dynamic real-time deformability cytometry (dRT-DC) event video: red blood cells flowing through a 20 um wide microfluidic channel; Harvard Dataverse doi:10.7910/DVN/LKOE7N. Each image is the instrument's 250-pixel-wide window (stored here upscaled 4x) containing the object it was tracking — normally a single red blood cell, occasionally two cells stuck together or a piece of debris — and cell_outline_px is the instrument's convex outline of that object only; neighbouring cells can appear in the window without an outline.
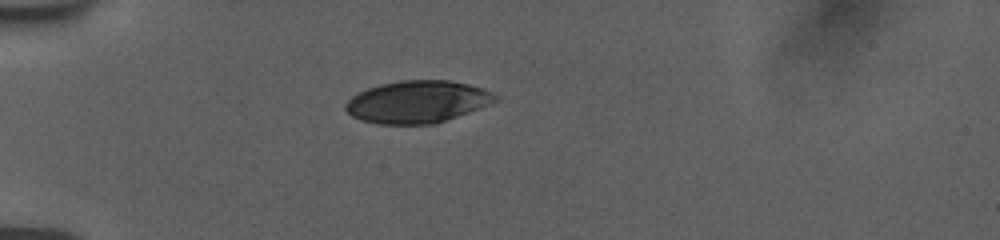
{"species": "human", "species_latin": "Homo sapiens", "temperature_condition": "room temperature", "stored_images_in_passage": 40, "camera_frame_rate_fps": 3000, "um_per_image_px": 0.085, "donor": {"sex": "female"}, "frame": {"image": 1, "passage_image": 1, "time_ms": 0.0, "image_size_px": [1000, 240], "cell_outline_px": [[500, 96], [496, 100], [468, 112], [432, 124], [380, 124], [364, 120], [352, 116], [344, 108], [344, 104], [352, 96], [368, 88], [380, 84], [400, 80], [448, 80], [468, 84], [484, 88]], "centroid_in_image_um": [35.46, 8.64], "position_along_channel_um": 49.5, "area_um2": 36.47}}
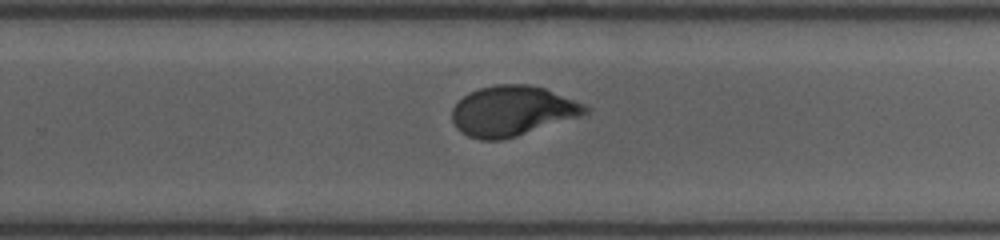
{"frame": {"image": 2, "passage_image": 22, "time_ms": 7.0, "image_size_px": [1000, 240], "cell_outline_px": [[592, 108], [588, 112], [580, 116], [516, 136], [500, 140], [480, 140], [468, 136], [460, 132], [456, 128], [452, 120], [452, 108], [468, 92], [480, 88], [496, 84], [528, 84], [544, 88], [584, 104]], "centroid_in_image_um": [43.52, 9.43], "position_along_channel_um": 286.3, "area_um2": 38.73}}
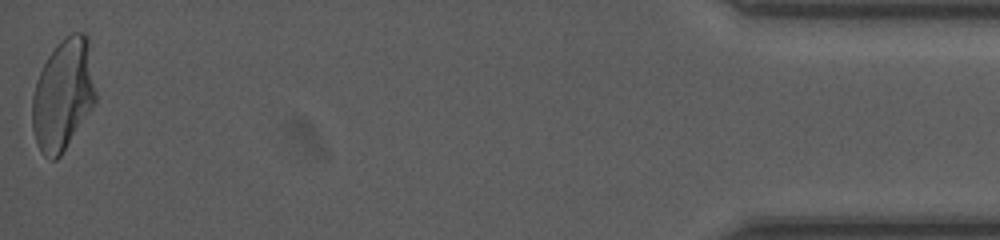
{"frame": {"image": 3, "passage_image": 40, "time_ms": 13.0, "image_size_px": [1000, 240], "cell_outline_px": [[96, 104], [60, 156], [56, 160], [52, 160], [44, 156], [40, 152], [36, 144], [32, 128], [32, 96], [36, 80], [48, 56], [56, 44], [60, 40], [72, 32], [84, 32], [88, 36], [96, 92]], "centroid_in_image_um": [5.37, 8.06], "position_along_channel_um": 429.8, "area_um2": 41.67}, "authors_computed_cell_mechanics": {"area_um2": 39.1595, "velocity_mm_per_s": 3.7518, "shape_relaxation_time_tau1_ms": 5.0099, "shape_relaxation_time_tau2_ms": null, "deformation_change_tau1": 0.1818, "deformation_change_tau2": null}}